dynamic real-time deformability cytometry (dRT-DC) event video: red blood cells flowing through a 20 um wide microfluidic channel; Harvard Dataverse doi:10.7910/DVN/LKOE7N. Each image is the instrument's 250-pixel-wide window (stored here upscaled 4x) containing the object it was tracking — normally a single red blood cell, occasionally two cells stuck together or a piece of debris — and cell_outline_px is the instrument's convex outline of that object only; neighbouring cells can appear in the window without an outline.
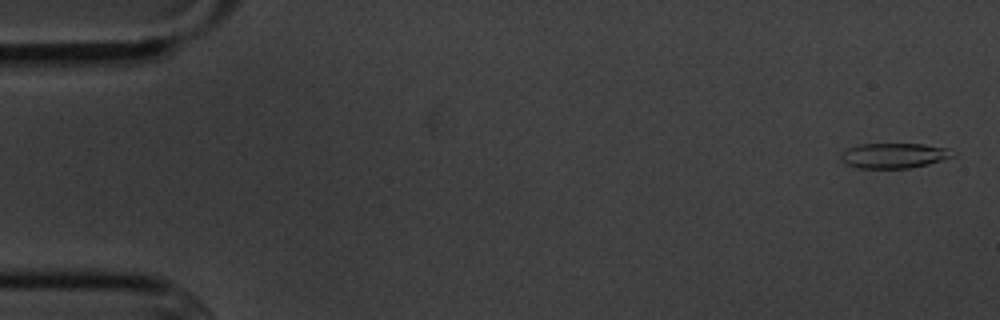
{"species": "common noctule bat (a hibernating species)", "species_latin": "Nyctalus noctula", "temperature_condition": "cold", "stored_images_in_passage": 5, "camera_frame_rate_fps": 3000, "um_per_image_px": 0.085, "animal": {"sex": "male", "body_mass_g": 20.1, "forearm_length_mm": 53.5}, "frame": {"image": 1, "passage_image": 1, "time_ms": 0.0, "image_size_px": [1000, 320], "cell_outline_px": [[956, 156], [928, 164], [908, 168], [856, 168], [840, 160], [840, 152], [848, 148], [860, 144], [924, 144], [948, 148], [956, 152]], "centroid_in_image_um": [76.0, 13.22], "position_along_channel_um": 9.0, "area_um2": 16.53}}
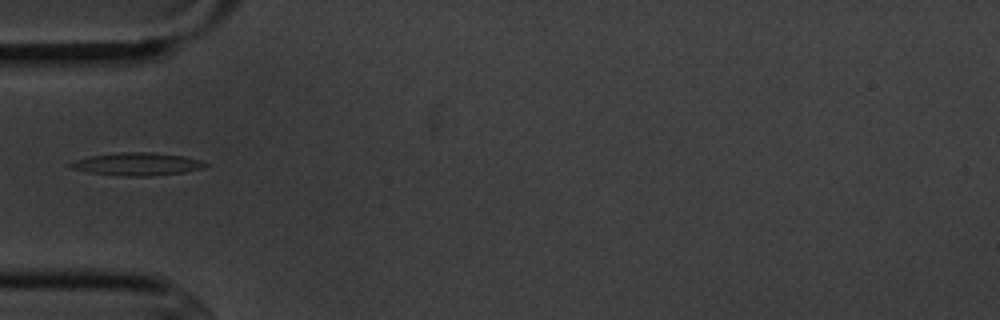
{"frame": {"image": 2, "passage_image": 5, "time_ms": 5.333, "image_size_px": [1000, 320], "cell_outline_px": [[208, 164], [204, 168], [184, 172], [148, 176], [120, 176], [88, 172], [72, 168], [68, 164], [76, 160], [92, 156], [116, 152], [152, 152], [184, 156], [200, 160]], "centroid_in_image_um": [11.68, 13.94], "position_along_channel_um": 73.3, "area_um2": 17.8}}